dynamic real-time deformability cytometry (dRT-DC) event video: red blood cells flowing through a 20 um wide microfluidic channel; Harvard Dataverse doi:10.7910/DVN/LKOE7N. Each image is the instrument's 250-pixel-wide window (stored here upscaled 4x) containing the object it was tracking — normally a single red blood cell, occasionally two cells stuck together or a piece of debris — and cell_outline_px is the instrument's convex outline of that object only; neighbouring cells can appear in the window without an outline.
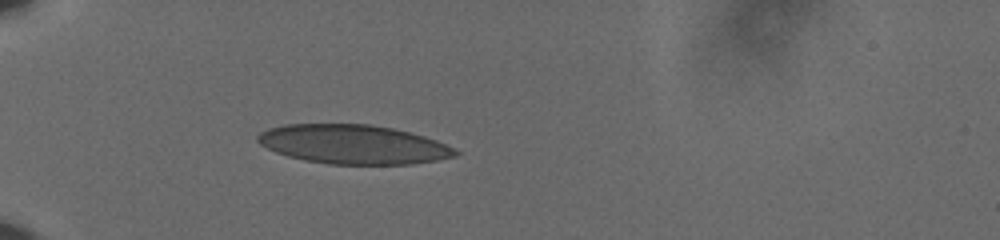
{"species": "human", "species_latin": "Homo sapiens", "temperature_condition": "cold", "stored_images_in_passage": 40, "camera_frame_rate_fps": 3000, "um_per_image_px": 0.085, "donor": {"sex": "male"}, "frame": {"image": 1, "passage_image": 1, "time_ms": 0.0, "image_size_px": [1000, 240], "cell_outline_px": [[460, 152], [456, 156], [436, 160], [412, 164], [328, 164], [304, 160], [288, 156], [276, 152], [260, 144], [256, 140], [256, 136], [260, 132], [268, 128], [284, 124], [368, 124], [392, 128], [424, 136], [436, 140]], "centroid_in_image_um": [29.99, 12.27], "position_along_channel_um": 55.0, "area_um2": 44.97}}
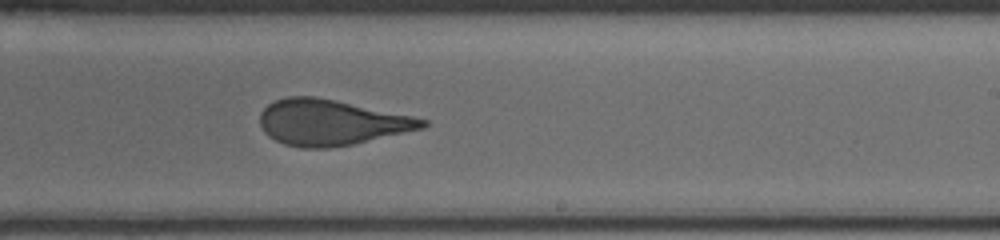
{"frame": {"image": 2, "passage_image": 20, "time_ms": 6.333, "image_size_px": [1000, 240], "cell_outline_px": [[428, 124], [424, 128], [352, 144], [328, 148], [300, 148], [284, 144], [268, 136], [264, 132], [260, 124], [260, 112], [268, 104], [276, 100], [288, 96], [316, 96], [412, 116], [428, 120]], "centroid_in_image_um": [28.11, 10.41], "position_along_channel_um": 260.9, "area_um2": 43.06}}
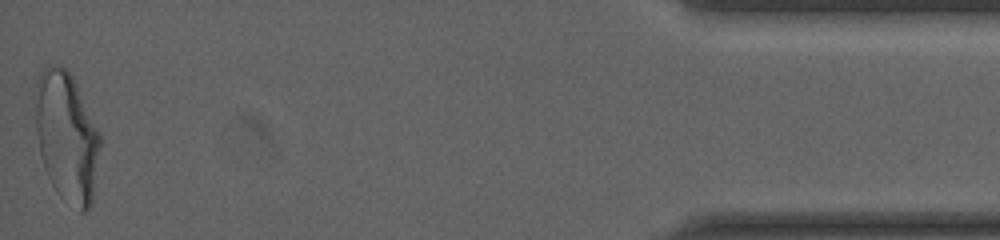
{"frame": {"image": 3, "passage_image": 40, "time_ms": 13.0, "image_size_px": [1000, 240], "cell_outline_px": [[100, 144], [92, 200], [88, 208], [84, 212], [80, 212], [60, 196], [56, 192], [44, 168], [40, 152], [36, 132], [32, 96], [32, 92], [36, 80], [40, 72], [44, 68], [56, 64], [60, 64], [72, 76], [76, 84], [100, 136]], "centroid_in_image_um": [5.6, 11.58], "position_along_channel_um": 429.6, "area_um2": 49.01}, "authors_computed_cell_mechanics": {"area_um2": 44.1014, "velocity_mm_per_s": 3.6203, "shape_relaxation_time_tau1_ms": 7.9387, "shape_relaxation_time_tau2_ms": 1.0784, "deformation_change_tau1": 0.202, "deformation_change_tau2": 0.077}}